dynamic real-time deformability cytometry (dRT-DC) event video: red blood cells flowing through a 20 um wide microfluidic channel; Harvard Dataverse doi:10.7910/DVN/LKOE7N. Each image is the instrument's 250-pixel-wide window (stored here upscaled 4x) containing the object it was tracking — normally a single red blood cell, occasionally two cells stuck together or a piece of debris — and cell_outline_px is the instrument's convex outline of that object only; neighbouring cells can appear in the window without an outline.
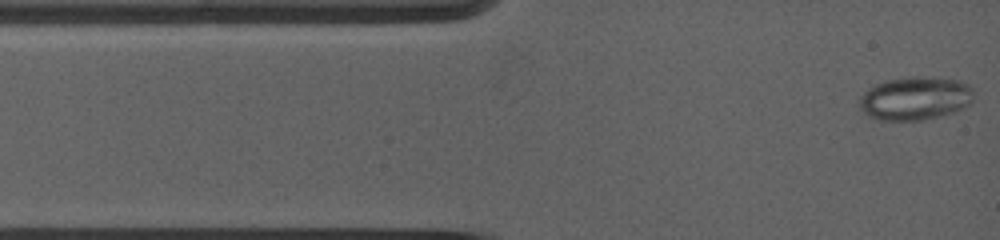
{"species": "common noctule bat (a hibernating species)", "species_latin": "Nyctalus noctula", "temperature_condition": "warm", "stored_images_in_passage": 29, "camera_frame_rate_fps": 5000, "um_per_image_px": 0.085, "animal": {"sex": "female", "body_mass_g": 19.0, "forearm_length_mm": 53.3}, "frame": {"image": 1, "passage_image": 1, "time_ms": 0.0, "image_size_px": [1000, 240], "cell_outline_px": [[972, 100], [964, 108], [940, 116], [924, 120], [880, 120], [868, 116], [860, 108], [860, 96], [868, 88], [884, 80], [912, 76], [924, 76], [960, 80], [968, 84], [972, 88]], "centroid_in_image_um": [77.78, 8.35], "position_along_channel_um": 7.2, "area_um2": 29.02}}
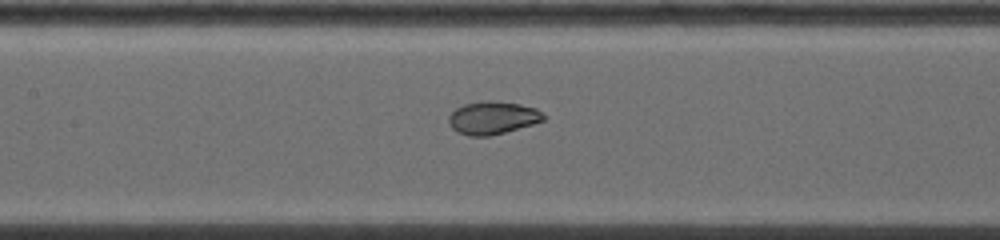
{"frame": {"image": 2, "passage_image": 18, "time_ms": 5.2, "image_size_px": [1000, 240], "cell_outline_px": [[548, 116], [544, 120], [532, 124], [504, 132], [488, 136], [468, 136], [452, 128], [448, 120], [448, 116], [456, 108], [464, 104], [484, 100], [488, 100], [520, 104], [536, 108]], "centroid_in_image_um": [41.89, 10.0], "position_along_channel_um": 165.5, "area_um2": 18.09}}
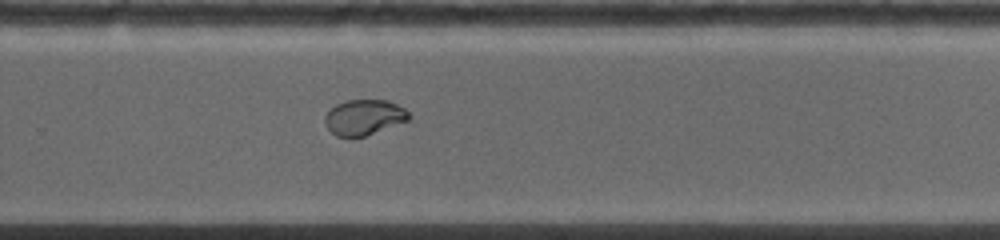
{"frame": {"image": 3, "passage_image": 29, "time_ms": 8.6, "image_size_px": [1000, 240], "cell_outline_px": [[412, 116], [408, 120], [364, 136], [336, 136], [324, 124], [324, 116], [336, 104], [348, 100], [388, 100], [404, 108]], "centroid_in_image_um": [30.94, 9.95], "position_along_channel_um": 298.9, "area_um2": 17.11}}